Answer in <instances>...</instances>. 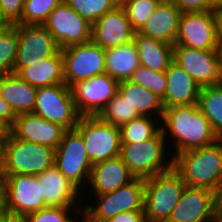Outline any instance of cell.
Instances as JSON below:
<instances>
[{"label": "cell", "mask_w": 222, "mask_h": 222, "mask_svg": "<svg viewBox=\"0 0 222 222\" xmlns=\"http://www.w3.org/2000/svg\"><path fill=\"white\" fill-rule=\"evenodd\" d=\"M139 116L118 92L97 115L103 122L119 128Z\"/></svg>", "instance_id": "obj_32"}, {"label": "cell", "mask_w": 222, "mask_h": 222, "mask_svg": "<svg viewBox=\"0 0 222 222\" xmlns=\"http://www.w3.org/2000/svg\"><path fill=\"white\" fill-rule=\"evenodd\" d=\"M5 212L12 217H22L47 207L41 197L37 175H2Z\"/></svg>", "instance_id": "obj_10"}, {"label": "cell", "mask_w": 222, "mask_h": 222, "mask_svg": "<svg viewBox=\"0 0 222 222\" xmlns=\"http://www.w3.org/2000/svg\"><path fill=\"white\" fill-rule=\"evenodd\" d=\"M213 213L216 220L222 216V180L212 190Z\"/></svg>", "instance_id": "obj_42"}, {"label": "cell", "mask_w": 222, "mask_h": 222, "mask_svg": "<svg viewBox=\"0 0 222 222\" xmlns=\"http://www.w3.org/2000/svg\"><path fill=\"white\" fill-rule=\"evenodd\" d=\"M166 222H217L213 213L212 191L185 186Z\"/></svg>", "instance_id": "obj_19"}, {"label": "cell", "mask_w": 222, "mask_h": 222, "mask_svg": "<svg viewBox=\"0 0 222 222\" xmlns=\"http://www.w3.org/2000/svg\"><path fill=\"white\" fill-rule=\"evenodd\" d=\"M64 0H24L22 25H43L50 13Z\"/></svg>", "instance_id": "obj_37"}, {"label": "cell", "mask_w": 222, "mask_h": 222, "mask_svg": "<svg viewBox=\"0 0 222 222\" xmlns=\"http://www.w3.org/2000/svg\"><path fill=\"white\" fill-rule=\"evenodd\" d=\"M37 179L41 185V197H43L46 206L83 207V201H81L83 193L56 166L53 165L37 174Z\"/></svg>", "instance_id": "obj_20"}, {"label": "cell", "mask_w": 222, "mask_h": 222, "mask_svg": "<svg viewBox=\"0 0 222 222\" xmlns=\"http://www.w3.org/2000/svg\"><path fill=\"white\" fill-rule=\"evenodd\" d=\"M5 24L2 22V20L0 19V28L2 27V26H4Z\"/></svg>", "instance_id": "obj_50"}, {"label": "cell", "mask_w": 222, "mask_h": 222, "mask_svg": "<svg viewBox=\"0 0 222 222\" xmlns=\"http://www.w3.org/2000/svg\"><path fill=\"white\" fill-rule=\"evenodd\" d=\"M144 189V179L135 178L116 191L93 195L94 204L83 202V222H104L122 212L144 211Z\"/></svg>", "instance_id": "obj_5"}, {"label": "cell", "mask_w": 222, "mask_h": 222, "mask_svg": "<svg viewBox=\"0 0 222 222\" xmlns=\"http://www.w3.org/2000/svg\"><path fill=\"white\" fill-rule=\"evenodd\" d=\"M139 65L134 41L105 49V73L118 81L129 80Z\"/></svg>", "instance_id": "obj_28"}, {"label": "cell", "mask_w": 222, "mask_h": 222, "mask_svg": "<svg viewBox=\"0 0 222 222\" xmlns=\"http://www.w3.org/2000/svg\"><path fill=\"white\" fill-rule=\"evenodd\" d=\"M167 90L161 100L163 108L198 104L201 87L174 61L165 71Z\"/></svg>", "instance_id": "obj_23"}, {"label": "cell", "mask_w": 222, "mask_h": 222, "mask_svg": "<svg viewBox=\"0 0 222 222\" xmlns=\"http://www.w3.org/2000/svg\"><path fill=\"white\" fill-rule=\"evenodd\" d=\"M173 169L186 186L213 190L222 180V139L173 157Z\"/></svg>", "instance_id": "obj_2"}, {"label": "cell", "mask_w": 222, "mask_h": 222, "mask_svg": "<svg viewBox=\"0 0 222 222\" xmlns=\"http://www.w3.org/2000/svg\"><path fill=\"white\" fill-rule=\"evenodd\" d=\"M174 62L184 69L200 87L222 83L220 50L173 47Z\"/></svg>", "instance_id": "obj_13"}, {"label": "cell", "mask_w": 222, "mask_h": 222, "mask_svg": "<svg viewBox=\"0 0 222 222\" xmlns=\"http://www.w3.org/2000/svg\"><path fill=\"white\" fill-rule=\"evenodd\" d=\"M160 123L166 143H174L167 145L168 149L174 147L170 151L172 157L184 151L210 146L220 140L198 104L164 108Z\"/></svg>", "instance_id": "obj_1"}, {"label": "cell", "mask_w": 222, "mask_h": 222, "mask_svg": "<svg viewBox=\"0 0 222 222\" xmlns=\"http://www.w3.org/2000/svg\"><path fill=\"white\" fill-rule=\"evenodd\" d=\"M198 106L213 131L222 139V83L201 87Z\"/></svg>", "instance_id": "obj_29"}, {"label": "cell", "mask_w": 222, "mask_h": 222, "mask_svg": "<svg viewBox=\"0 0 222 222\" xmlns=\"http://www.w3.org/2000/svg\"><path fill=\"white\" fill-rule=\"evenodd\" d=\"M182 12L215 10L216 7L209 0H169Z\"/></svg>", "instance_id": "obj_39"}, {"label": "cell", "mask_w": 222, "mask_h": 222, "mask_svg": "<svg viewBox=\"0 0 222 222\" xmlns=\"http://www.w3.org/2000/svg\"><path fill=\"white\" fill-rule=\"evenodd\" d=\"M167 147L163 132L160 130L147 141L121 144L120 157L135 178L145 179L173 168V157Z\"/></svg>", "instance_id": "obj_4"}, {"label": "cell", "mask_w": 222, "mask_h": 222, "mask_svg": "<svg viewBox=\"0 0 222 222\" xmlns=\"http://www.w3.org/2000/svg\"><path fill=\"white\" fill-rule=\"evenodd\" d=\"M9 131L17 139L56 149L66 129L32 112L18 115Z\"/></svg>", "instance_id": "obj_18"}, {"label": "cell", "mask_w": 222, "mask_h": 222, "mask_svg": "<svg viewBox=\"0 0 222 222\" xmlns=\"http://www.w3.org/2000/svg\"><path fill=\"white\" fill-rule=\"evenodd\" d=\"M104 222H146L144 211H126Z\"/></svg>", "instance_id": "obj_41"}, {"label": "cell", "mask_w": 222, "mask_h": 222, "mask_svg": "<svg viewBox=\"0 0 222 222\" xmlns=\"http://www.w3.org/2000/svg\"><path fill=\"white\" fill-rule=\"evenodd\" d=\"M55 149L17 139L9 130L2 143V175H37L54 165Z\"/></svg>", "instance_id": "obj_3"}, {"label": "cell", "mask_w": 222, "mask_h": 222, "mask_svg": "<svg viewBox=\"0 0 222 222\" xmlns=\"http://www.w3.org/2000/svg\"><path fill=\"white\" fill-rule=\"evenodd\" d=\"M140 65L156 72H165L174 61L173 46L157 39L143 36L137 32L134 35Z\"/></svg>", "instance_id": "obj_26"}, {"label": "cell", "mask_w": 222, "mask_h": 222, "mask_svg": "<svg viewBox=\"0 0 222 222\" xmlns=\"http://www.w3.org/2000/svg\"><path fill=\"white\" fill-rule=\"evenodd\" d=\"M173 47L220 50L216 11L183 12Z\"/></svg>", "instance_id": "obj_11"}, {"label": "cell", "mask_w": 222, "mask_h": 222, "mask_svg": "<svg viewBox=\"0 0 222 222\" xmlns=\"http://www.w3.org/2000/svg\"><path fill=\"white\" fill-rule=\"evenodd\" d=\"M6 222H26L22 217H12L10 214L6 213Z\"/></svg>", "instance_id": "obj_45"}, {"label": "cell", "mask_w": 222, "mask_h": 222, "mask_svg": "<svg viewBox=\"0 0 222 222\" xmlns=\"http://www.w3.org/2000/svg\"><path fill=\"white\" fill-rule=\"evenodd\" d=\"M37 87L31 86L16 74L0 75V96L16 116L34 111Z\"/></svg>", "instance_id": "obj_24"}, {"label": "cell", "mask_w": 222, "mask_h": 222, "mask_svg": "<svg viewBox=\"0 0 222 222\" xmlns=\"http://www.w3.org/2000/svg\"><path fill=\"white\" fill-rule=\"evenodd\" d=\"M146 222H166L186 186L182 177L171 170L144 179Z\"/></svg>", "instance_id": "obj_6"}, {"label": "cell", "mask_w": 222, "mask_h": 222, "mask_svg": "<svg viewBox=\"0 0 222 222\" xmlns=\"http://www.w3.org/2000/svg\"><path fill=\"white\" fill-rule=\"evenodd\" d=\"M33 113L66 130L75 129L81 117L66 83L37 88Z\"/></svg>", "instance_id": "obj_9"}, {"label": "cell", "mask_w": 222, "mask_h": 222, "mask_svg": "<svg viewBox=\"0 0 222 222\" xmlns=\"http://www.w3.org/2000/svg\"><path fill=\"white\" fill-rule=\"evenodd\" d=\"M119 81L103 73L70 86L73 100L81 116H97L117 94Z\"/></svg>", "instance_id": "obj_16"}, {"label": "cell", "mask_w": 222, "mask_h": 222, "mask_svg": "<svg viewBox=\"0 0 222 222\" xmlns=\"http://www.w3.org/2000/svg\"><path fill=\"white\" fill-rule=\"evenodd\" d=\"M64 79L70 87L75 82L105 73V49L92 40L61 49Z\"/></svg>", "instance_id": "obj_12"}, {"label": "cell", "mask_w": 222, "mask_h": 222, "mask_svg": "<svg viewBox=\"0 0 222 222\" xmlns=\"http://www.w3.org/2000/svg\"><path fill=\"white\" fill-rule=\"evenodd\" d=\"M162 0H120L129 22L135 32H138L158 7Z\"/></svg>", "instance_id": "obj_35"}, {"label": "cell", "mask_w": 222, "mask_h": 222, "mask_svg": "<svg viewBox=\"0 0 222 222\" xmlns=\"http://www.w3.org/2000/svg\"><path fill=\"white\" fill-rule=\"evenodd\" d=\"M159 122V118L151 116H139L127 122L120 127L121 144L141 143L152 139L161 130Z\"/></svg>", "instance_id": "obj_30"}, {"label": "cell", "mask_w": 222, "mask_h": 222, "mask_svg": "<svg viewBox=\"0 0 222 222\" xmlns=\"http://www.w3.org/2000/svg\"><path fill=\"white\" fill-rule=\"evenodd\" d=\"M74 11L93 24L106 12L120 5V0H64Z\"/></svg>", "instance_id": "obj_34"}, {"label": "cell", "mask_w": 222, "mask_h": 222, "mask_svg": "<svg viewBox=\"0 0 222 222\" xmlns=\"http://www.w3.org/2000/svg\"><path fill=\"white\" fill-rule=\"evenodd\" d=\"M0 222H6V212L0 215Z\"/></svg>", "instance_id": "obj_49"}, {"label": "cell", "mask_w": 222, "mask_h": 222, "mask_svg": "<svg viewBox=\"0 0 222 222\" xmlns=\"http://www.w3.org/2000/svg\"><path fill=\"white\" fill-rule=\"evenodd\" d=\"M82 209L83 207L47 206L39 211L26 215L24 219L26 222H83V216L81 215Z\"/></svg>", "instance_id": "obj_33"}, {"label": "cell", "mask_w": 222, "mask_h": 222, "mask_svg": "<svg viewBox=\"0 0 222 222\" xmlns=\"http://www.w3.org/2000/svg\"><path fill=\"white\" fill-rule=\"evenodd\" d=\"M60 49L91 41L92 24L62 1L43 24Z\"/></svg>", "instance_id": "obj_14"}, {"label": "cell", "mask_w": 222, "mask_h": 222, "mask_svg": "<svg viewBox=\"0 0 222 222\" xmlns=\"http://www.w3.org/2000/svg\"><path fill=\"white\" fill-rule=\"evenodd\" d=\"M217 222H222V216L217 220Z\"/></svg>", "instance_id": "obj_51"}, {"label": "cell", "mask_w": 222, "mask_h": 222, "mask_svg": "<svg viewBox=\"0 0 222 222\" xmlns=\"http://www.w3.org/2000/svg\"><path fill=\"white\" fill-rule=\"evenodd\" d=\"M24 0H0V19L4 24H21Z\"/></svg>", "instance_id": "obj_38"}, {"label": "cell", "mask_w": 222, "mask_h": 222, "mask_svg": "<svg viewBox=\"0 0 222 222\" xmlns=\"http://www.w3.org/2000/svg\"><path fill=\"white\" fill-rule=\"evenodd\" d=\"M118 93L140 116L162 119L163 105L159 97L150 90L129 80L119 81Z\"/></svg>", "instance_id": "obj_27"}, {"label": "cell", "mask_w": 222, "mask_h": 222, "mask_svg": "<svg viewBox=\"0 0 222 222\" xmlns=\"http://www.w3.org/2000/svg\"><path fill=\"white\" fill-rule=\"evenodd\" d=\"M54 166L82 193L88 189L86 184L93 165L85 150L82 135L76 129L65 131L55 149Z\"/></svg>", "instance_id": "obj_7"}, {"label": "cell", "mask_w": 222, "mask_h": 222, "mask_svg": "<svg viewBox=\"0 0 222 222\" xmlns=\"http://www.w3.org/2000/svg\"><path fill=\"white\" fill-rule=\"evenodd\" d=\"M134 35L135 31L121 4L92 24L91 40L104 49L127 44L134 40Z\"/></svg>", "instance_id": "obj_17"}, {"label": "cell", "mask_w": 222, "mask_h": 222, "mask_svg": "<svg viewBox=\"0 0 222 222\" xmlns=\"http://www.w3.org/2000/svg\"><path fill=\"white\" fill-rule=\"evenodd\" d=\"M215 7L222 5V0H209Z\"/></svg>", "instance_id": "obj_48"}, {"label": "cell", "mask_w": 222, "mask_h": 222, "mask_svg": "<svg viewBox=\"0 0 222 222\" xmlns=\"http://www.w3.org/2000/svg\"><path fill=\"white\" fill-rule=\"evenodd\" d=\"M16 117L10 105L0 96V125L8 131L14 125Z\"/></svg>", "instance_id": "obj_40"}, {"label": "cell", "mask_w": 222, "mask_h": 222, "mask_svg": "<svg viewBox=\"0 0 222 222\" xmlns=\"http://www.w3.org/2000/svg\"><path fill=\"white\" fill-rule=\"evenodd\" d=\"M16 75L37 88L65 83L61 50L54 56L22 68Z\"/></svg>", "instance_id": "obj_25"}, {"label": "cell", "mask_w": 222, "mask_h": 222, "mask_svg": "<svg viewBox=\"0 0 222 222\" xmlns=\"http://www.w3.org/2000/svg\"><path fill=\"white\" fill-rule=\"evenodd\" d=\"M0 179H3V176H2V143H0Z\"/></svg>", "instance_id": "obj_46"}, {"label": "cell", "mask_w": 222, "mask_h": 222, "mask_svg": "<svg viewBox=\"0 0 222 222\" xmlns=\"http://www.w3.org/2000/svg\"><path fill=\"white\" fill-rule=\"evenodd\" d=\"M6 134V130L3 127H0V143H3V137Z\"/></svg>", "instance_id": "obj_47"}, {"label": "cell", "mask_w": 222, "mask_h": 222, "mask_svg": "<svg viewBox=\"0 0 222 222\" xmlns=\"http://www.w3.org/2000/svg\"><path fill=\"white\" fill-rule=\"evenodd\" d=\"M182 13L172 1L162 0L137 33L174 45Z\"/></svg>", "instance_id": "obj_22"}, {"label": "cell", "mask_w": 222, "mask_h": 222, "mask_svg": "<svg viewBox=\"0 0 222 222\" xmlns=\"http://www.w3.org/2000/svg\"><path fill=\"white\" fill-rule=\"evenodd\" d=\"M18 40L17 24L0 28V75L14 73Z\"/></svg>", "instance_id": "obj_31"}, {"label": "cell", "mask_w": 222, "mask_h": 222, "mask_svg": "<svg viewBox=\"0 0 222 222\" xmlns=\"http://www.w3.org/2000/svg\"><path fill=\"white\" fill-rule=\"evenodd\" d=\"M5 213L4 208V186L3 179H0V215Z\"/></svg>", "instance_id": "obj_44"}, {"label": "cell", "mask_w": 222, "mask_h": 222, "mask_svg": "<svg viewBox=\"0 0 222 222\" xmlns=\"http://www.w3.org/2000/svg\"><path fill=\"white\" fill-rule=\"evenodd\" d=\"M18 46L14 74L22 68L54 56L61 49L44 25L17 24Z\"/></svg>", "instance_id": "obj_15"}, {"label": "cell", "mask_w": 222, "mask_h": 222, "mask_svg": "<svg viewBox=\"0 0 222 222\" xmlns=\"http://www.w3.org/2000/svg\"><path fill=\"white\" fill-rule=\"evenodd\" d=\"M129 81L139 84L144 88L150 90L161 100L164 98L167 90V77L165 72H156L150 70L148 67L139 65Z\"/></svg>", "instance_id": "obj_36"}, {"label": "cell", "mask_w": 222, "mask_h": 222, "mask_svg": "<svg viewBox=\"0 0 222 222\" xmlns=\"http://www.w3.org/2000/svg\"><path fill=\"white\" fill-rule=\"evenodd\" d=\"M135 176L129 171L128 166L120 156L99 162L92 166L88 188L83 191L82 197L101 195L116 191L118 188L129 184ZM93 192V194H92Z\"/></svg>", "instance_id": "obj_21"}, {"label": "cell", "mask_w": 222, "mask_h": 222, "mask_svg": "<svg viewBox=\"0 0 222 222\" xmlns=\"http://www.w3.org/2000/svg\"><path fill=\"white\" fill-rule=\"evenodd\" d=\"M75 129L82 135L92 165L120 156L119 127L105 123L97 116H81Z\"/></svg>", "instance_id": "obj_8"}, {"label": "cell", "mask_w": 222, "mask_h": 222, "mask_svg": "<svg viewBox=\"0 0 222 222\" xmlns=\"http://www.w3.org/2000/svg\"><path fill=\"white\" fill-rule=\"evenodd\" d=\"M215 11L217 17L218 45L219 49L222 50V5L216 7Z\"/></svg>", "instance_id": "obj_43"}]
</instances>
